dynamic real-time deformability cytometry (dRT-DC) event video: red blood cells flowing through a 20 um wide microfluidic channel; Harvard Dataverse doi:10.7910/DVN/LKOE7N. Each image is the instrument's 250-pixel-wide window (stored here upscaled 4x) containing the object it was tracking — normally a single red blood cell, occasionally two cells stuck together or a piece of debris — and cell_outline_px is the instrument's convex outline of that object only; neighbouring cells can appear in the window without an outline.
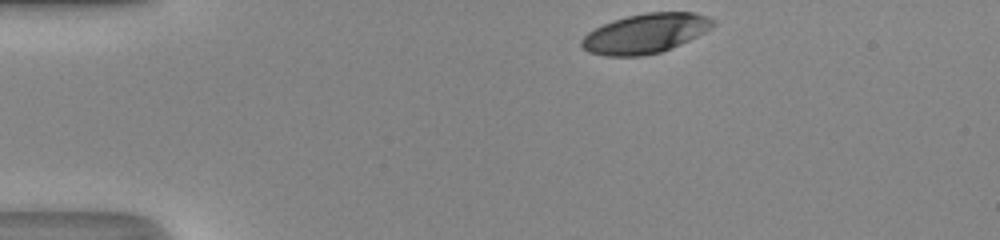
{"species": "human", "species_latin": "Homo sapiens", "temperature_condition": "room temperature", "stored_images_in_passage": 32, "camera_frame_rate_fps": 3000, "um_per_image_px": 0.085, "donor": {"sex": "male"}, "frame": {"image": 1, "passage_image": 1, "time_ms": 0.0, "image_size_px": [1000, 240], "cell_outline_px": [[716, 24], [712, 28], [672, 48], [660, 52], [640, 56], [604, 56], [588, 52], [580, 44], [580, 40], [588, 32], [612, 20], [628, 16], [648, 12], [692, 12], [716, 20]], "centroid_in_image_um": [54.85, 2.84], "position_along_channel_um": 30.2, "area_um2": 30.17}}
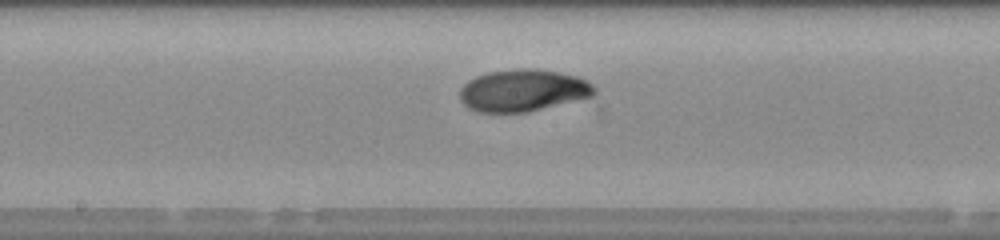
{"frame": {"image": 2, "passage_image": 18, "time_ms": 5.667, "image_size_px": [1000, 240], "cell_outline_px": [[596, 92], [592, 96], [528, 112], [476, 112], [468, 108], [460, 100], [460, 88], [468, 80], [476, 76], [488, 72], [520, 68], [536, 68], [576, 76], [592, 84], [596, 88]], "centroid_in_image_um": [44.42, 7.69], "position_along_channel_um": 203.8, "area_um2": 32.89}}
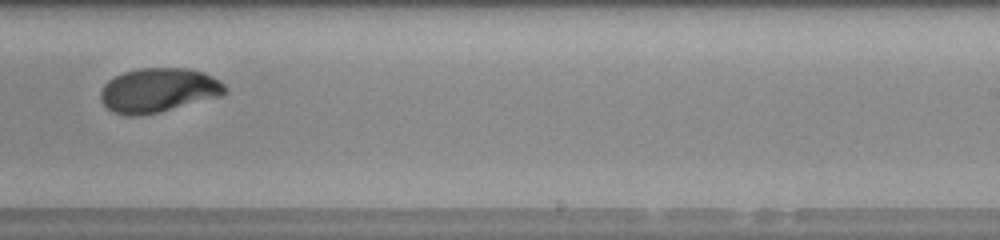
{"frame": {"image": 3, "passage_image": 23, "time_ms": 7.333, "image_size_px": [1000, 240], "cell_outline_px": [[228, 92], [224, 96], [160, 112], [140, 116], [124, 116], [112, 112], [100, 100], [100, 92], [104, 84], [108, 80], [124, 72], [140, 68], [184, 68], [204, 72], [220, 80], [228, 88]], "centroid_in_image_um": [13.5, 7.68], "position_along_channel_um": 275.5, "area_um2": 32.6}, "authors_computed_cell_mechanics": {"area_um2": 32.1657, "velocity_mm_per_s": 4.317, "shape_relaxation_time_tau1_ms": 4.0524, "shape_relaxation_time_tau2_ms": 1.2851, "deformation_change_tau1": 0.1945, "deformation_change_tau2": 0.0345}}